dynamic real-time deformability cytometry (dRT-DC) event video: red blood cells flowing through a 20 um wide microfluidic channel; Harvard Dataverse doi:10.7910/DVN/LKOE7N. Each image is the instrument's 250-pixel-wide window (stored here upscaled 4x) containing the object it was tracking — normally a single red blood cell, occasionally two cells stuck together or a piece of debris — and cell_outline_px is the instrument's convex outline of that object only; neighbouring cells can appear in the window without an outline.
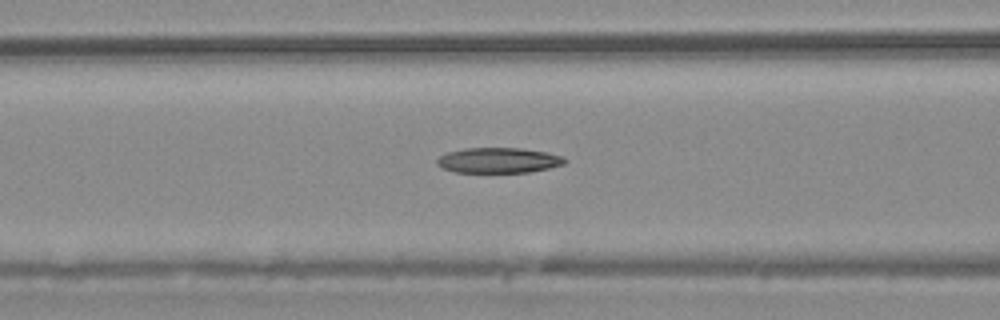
{"species": "common noctule bat (a hibernating species)", "species_latin": "Nyctalus noctula", "temperature_condition": "warm", "stored_images_in_passage": 54, "camera_frame_rate_fps": 3000, "um_per_image_px": 0.085, "animal": {"sex": "male", "body_mass_g": 20.4}, "frame": {"image": 1, "passage_image": 22, "time_ms": 7.0, "image_size_px": [1000, 320], "cell_outline_px": [[568, 160], [564, 164], [548, 168], [528, 172], [456, 172], [444, 168], [436, 164], [436, 160], [440, 156], [448, 152], [464, 148], [520, 148], [548, 152], [560, 156]], "centroid_in_image_um": [42.37, 13.62], "position_along_channel_um": 124.2, "area_um2": 18.73}}
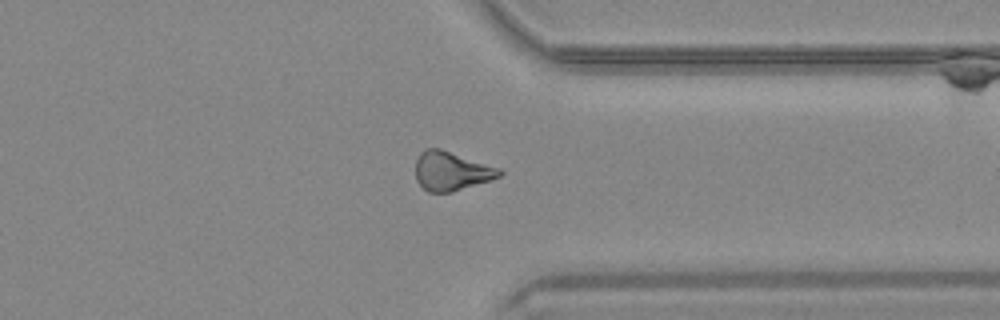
{"frame": {"image": 2, "passage_image": 42, "time_ms": 13.667, "image_size_px": [1000, 320], "cell_outline_px": [[504, 172], [500, 176], [452, 192], [428, 192], [416, 180], [416, 160], [420, 152], [428, 148], [440, 148], [500, 168]], "centroid_in_image_um": [38.35, 14.53], "position_along_channel_um": 373.1, "area_um2": 18.84}}
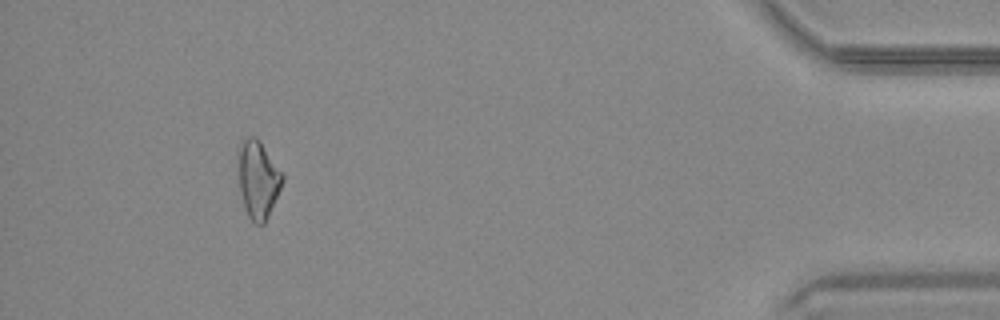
{"frame": {"image": 3, "passage_image": 50, "time_ms": 16.333, "image_size_px": [1000, 320], "cell_outline_px": [[284, 180], [268, 216], [264, 224], [256, 224], [248, 216], [244, 208], [240, 192], [236, 152], [240, 140], [248, 136], [256, 136], [260, 140], [284, 176]], "centroid_in_image_um": [21.89, 15.19], "position_along_channel_um": 413.3, "area_um2": 20.35}}